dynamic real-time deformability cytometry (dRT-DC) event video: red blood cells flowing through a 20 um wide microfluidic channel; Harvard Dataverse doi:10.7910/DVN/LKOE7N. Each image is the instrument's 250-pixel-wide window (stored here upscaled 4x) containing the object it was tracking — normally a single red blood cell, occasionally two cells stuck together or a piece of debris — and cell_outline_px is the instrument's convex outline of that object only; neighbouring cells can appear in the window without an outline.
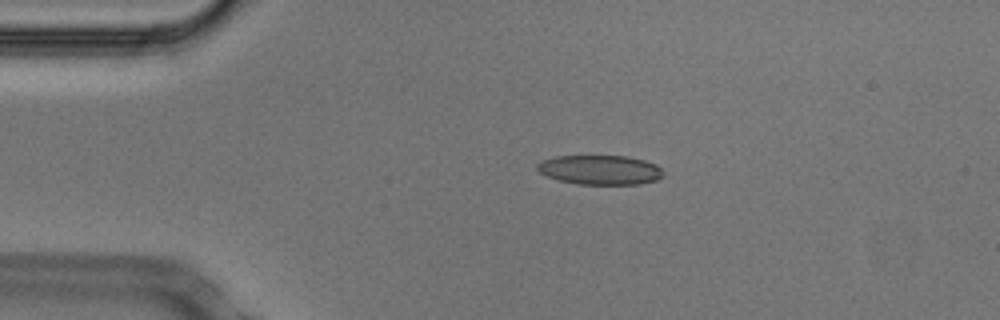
{"species": "Egyptian fruit bat (a non-hibernating species)", "species_latin": "Rousettus aegyptiacus", "temperature_condition": "cold", "stored_images_in_passage": 43, "camera_frame_rate_fps": 3000, "um_per_image_px": 0.085, "animal": {"sex": "male"}, "frame": {"image": 1, "passage_image": 1, "time_ms": 0.0, "image_size_px": [1000, 320], "cell_outline_px": [[664, 176], [656, 180], [640, 184], [580, 184], [560, 180], [548, 176], [540, 172], [536, 168], [536, 164], [544, 160], [556, 156], [628, 156], [644, 160], [656, 164], [664, 172]], "centroid_in_image_um": [51.05, 14.43], "position_along_channel_um": 34.0, "area_um2": 21.56}}
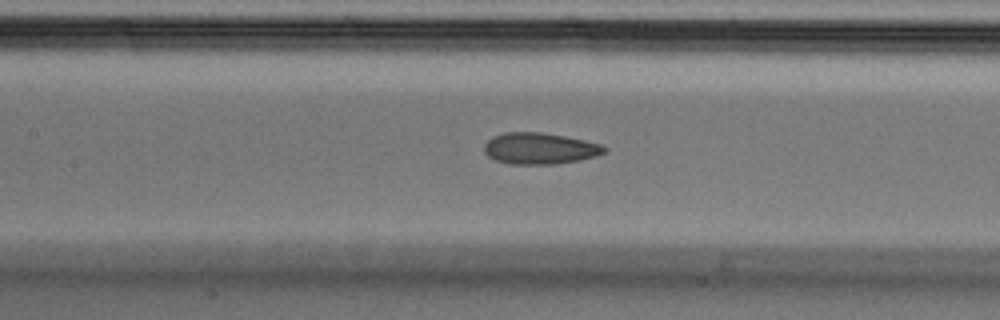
{"frame": {"image": 2, "passage_image": 14, "time_ms": 4.333, "image_size_px": [1000, 320], "cell_outline_px": [[608, 148], [604, 152], [596, 156], [580, 160], [556, 164], [508, 164], [496, 160], [488, 156], [484, 152], [484, 144], [488, 140], [504, 132], [540, 132], [564, 136], [604, 144]], "centroid_in_image_um": [45.9, 12.62], "position_along_channel_um": 161.5, "area_um2": 22.02}}
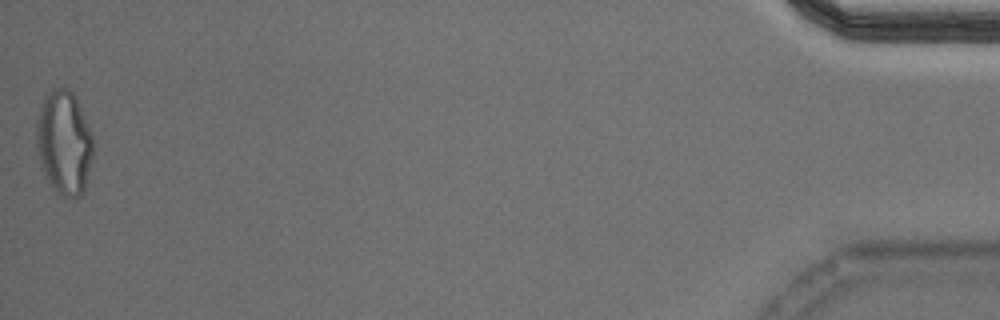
{"frame": {"image": 3, "passage_image": 43, "time_ms": 14.0, "image_size_px": [1000, 320], "cell_outline_px": [[92, 160], [84, 192], [80, 196], [64, 196], [56, 192], [52, 188], [44, 172], [36, 148], [36, 120], [44, 96], [52, 88], [68, 88], [76, 96], [92, 136]], "centroid_in_image_um": [5.44, 12.1], "position_along_channel_um": 429.8, "area_um2": 34.33}, "authors_computed_cell_mechanics": {"area_um2": 22.6576, "velocity_mm_per_s": 3.7718, "shape_relaxation_time_tau1_ms": 9.2909, "shape_relaxation_time_tau2_ms": 1.6622, "deformation_change_tau1": 0.2072, "deformation_change_tau2": 0.0791}}